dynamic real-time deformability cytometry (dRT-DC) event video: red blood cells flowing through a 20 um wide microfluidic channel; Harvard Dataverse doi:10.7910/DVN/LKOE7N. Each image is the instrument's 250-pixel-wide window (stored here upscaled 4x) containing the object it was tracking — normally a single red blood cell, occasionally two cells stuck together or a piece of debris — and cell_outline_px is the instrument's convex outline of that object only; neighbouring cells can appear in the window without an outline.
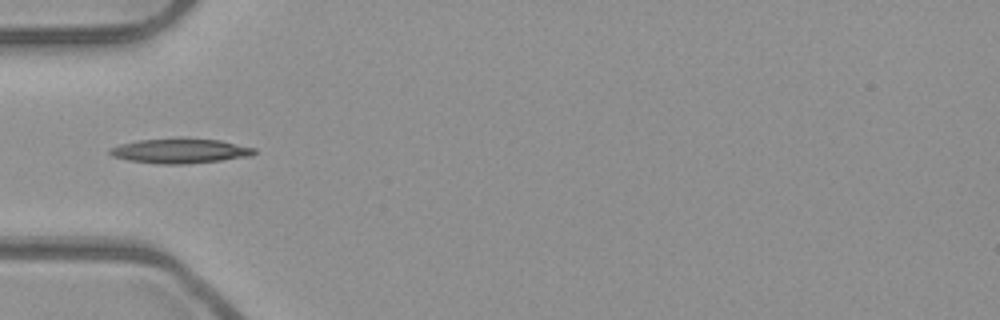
{"species": "common noctule bat (a hibernating species)", "species_latin": "Nyctalus noctula", "temperature_condition": "room temperature", "stored_images_in_passage": 4, "camera_frame_rate_fps": 3000, "um_per_image_px": 0.085, "animal": {"sex": "male", "body_mass_g": 23.1, "forearm_length_mm": 52.7}, "frame": {"image": 1, "passage_image": 4, "time_ms": 1.0, "image_size_px": [1000, 320], "cell_outline_px": [[256, 152], [252, 156], [188, 164], [160, 164], [128, 160], [112, 156], [108, 152], [112, 148], [120, 144], [140, 140], [180, 136], [220, 140], [256, 148]], "centroid_in_image_um": [15.34, 12.8], "position_along_channel_um": 69.7, "area_um2": 21.27}}